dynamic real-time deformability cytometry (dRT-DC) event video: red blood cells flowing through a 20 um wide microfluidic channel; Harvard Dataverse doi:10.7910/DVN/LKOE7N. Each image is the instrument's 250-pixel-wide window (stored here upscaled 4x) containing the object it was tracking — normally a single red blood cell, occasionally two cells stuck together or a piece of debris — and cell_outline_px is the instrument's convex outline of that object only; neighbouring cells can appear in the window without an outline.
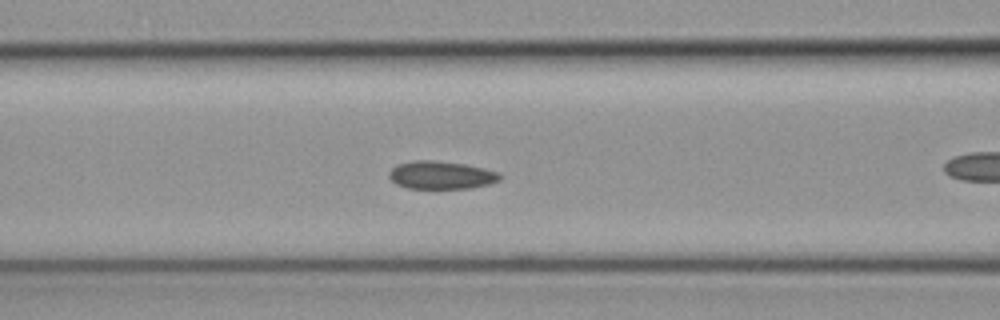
{"species": "common noctule bat (a hibernating species)", "species_latin": "Nyctalus noctula", "temperature_condition": "cold", "stored_images_in_passage": 39, "camera_frame_rate_fps": 3000, "um_per_image_px": 0.085, "animal": {"sex": "female", "body_mass_g": 19.3, "forearm_length_mm": 54.1}, "frame": {"image": 1, "passage_image": 11, "time_ms": 3.333, "image_size_px": [1000, 320], "cell_outline_px": [[500, 180], [488, 184], [472, 188], [408, 188], [396, 184], [388, 176], [388, 172], [396, 164], [412, 160], [432, 160], [464, 164], [484, 168], [500, 172]], "centroid_in_image_um": [37.47, 14.87], "position_along_channel_um": 129.1, "area_um2": 18.09}}
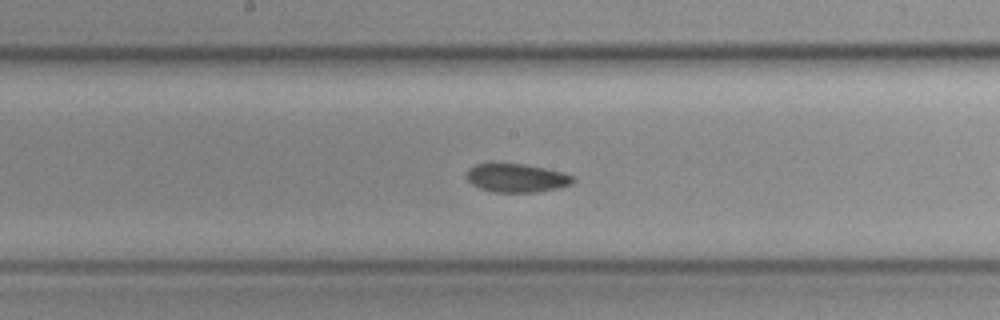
{"frame": {"image": 2, "passage_image": 17, "time_ms": 5.333, "image_size_px": [1000, 320], "cell_outline_px": [[576, 180], [572, 184], [560, 188], [536, 192], [492, 192], [480, 188], [472, 184], [464, 176], [468, 168], [476, 164], [492, 160], [524, 164], [564, 172], [576, 176]], "centroid_in_image_um": [43.88, 15.08], "position_along_channel_um": 204.3, "area_um2": 18.61}}
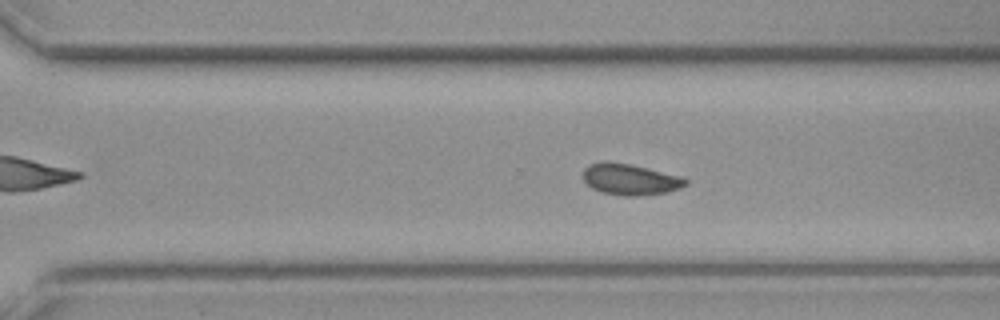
{"frame": {"image": 3, "passage_image": 26, "time_ms": 8.333, "image_size_px": [1000, 320], "cell_outline_px": [[688, 184], [680, 188], [664, 192], [640, 196], [624, 196], [600, 192], [592, 188], [584, 180], [584, 168], [588, 164], [604, 160], [608, 160], [632, 164], [680, 176], [688, 180]], "centroid_in_image_um": [53.53, 15.23], "position_along_channel_um": 317.1, "area_um2": 18.79}}